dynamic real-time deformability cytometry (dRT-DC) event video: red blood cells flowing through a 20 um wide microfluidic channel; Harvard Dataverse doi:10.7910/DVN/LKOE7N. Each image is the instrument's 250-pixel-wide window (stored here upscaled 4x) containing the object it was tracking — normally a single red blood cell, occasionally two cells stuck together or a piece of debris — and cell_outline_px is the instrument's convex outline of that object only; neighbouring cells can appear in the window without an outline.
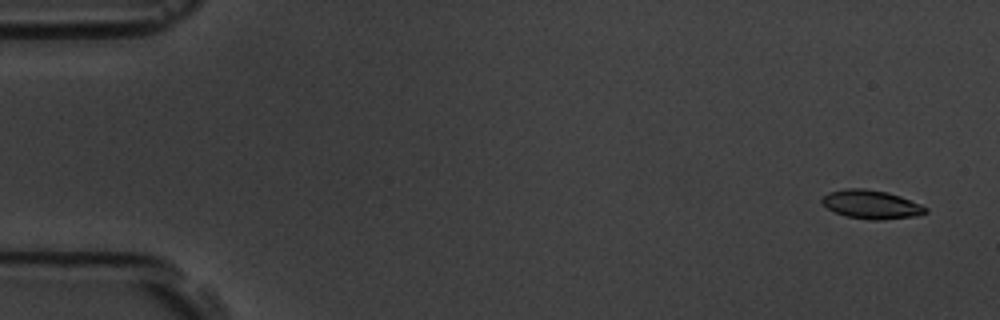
{"species": "common noctule bat (a hibernating species)", "species_latin": "Nyctalus noctula", "temperature_condition": "room temperature", "stored_images_in_passage": 4, "camera_frame_rate_fps": 3000, "um_per_image_px": 0.085, "animal": {"sex": "male", "body_mass_g": 19.5, "forearm_length_mm": 54.6}, "frame": {"image": 1, "passage_image": 1, "time_ms": 0.0, "image_size_px": [1000, 320], "cell_outline_px": [[928, 212], [916, 216], [880, 220], [868, 220], [848, 216], [836, 212], [828, 208], [820, 200], [828, 192], [844, 188], [864, 188], [888, 192], [900, 196], [920, 204], [928, 208]], "centroid_in_image_um": [74.07, 17.37], "position_along_channel_um": 10.9, "area_um2": 17.28}}
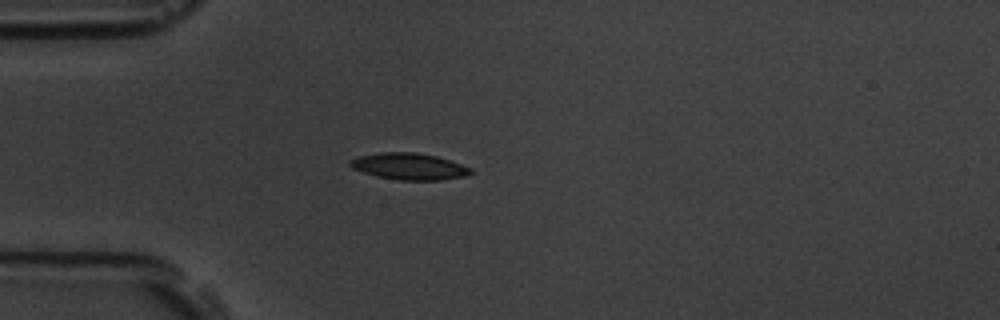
{"frame": {"image": 2, "passage_image": 4, "time_ms": 4.333, "image_size_px": [1000, 320], "cell_outline_px": [[472, 172], [464, 176], [440, 180], [396, 180], [376, 176], [352, 168], [348, 164], [352, 160], [360, 156], [380, 152], [412, 152], [436, 156], [472, 168]], "centroid_in_image_um": [34.76, 14.15], "position_along_channel_um": 50.2, "area_um2": 18.44}}